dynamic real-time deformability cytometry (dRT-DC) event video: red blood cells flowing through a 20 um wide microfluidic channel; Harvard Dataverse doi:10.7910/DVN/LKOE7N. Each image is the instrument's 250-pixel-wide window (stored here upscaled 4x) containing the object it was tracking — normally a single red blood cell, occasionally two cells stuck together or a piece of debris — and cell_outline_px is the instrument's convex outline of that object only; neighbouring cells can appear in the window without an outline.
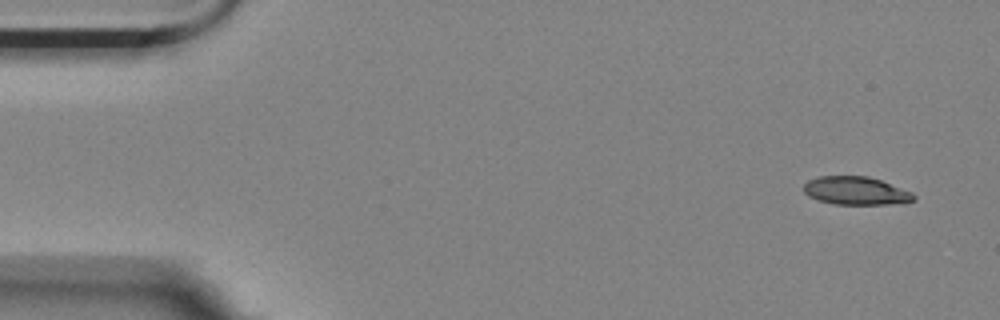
{"species": "Egyptian fruit bat (a non-hibernating species)", "species_latin": "Rousettus aegyptiacus", "temperature_condition": "room temperature", "stored_images_in_passage": 7, "camera_frame_rate_fps": 3000, "um_per_image_px": 0.085, "animal": {"sex": "female"}, "frame": {"image": 1, "passage_image": 1, "time_ms": 0.0, "image_size_px": [1000, 320], "cell_outline_px": [[916, 200], [888, 204], [836, 204], [820, 200], [808, 196], [804, 192], [804, 184], [808, 180], [820, 176], [868, 176], [880, 180], [912, 192], [916, 196]], "centroid_in_image_um": [72.74, 16.21], "position_along_channel_um": 12.3, "area_um2": 17.86}}